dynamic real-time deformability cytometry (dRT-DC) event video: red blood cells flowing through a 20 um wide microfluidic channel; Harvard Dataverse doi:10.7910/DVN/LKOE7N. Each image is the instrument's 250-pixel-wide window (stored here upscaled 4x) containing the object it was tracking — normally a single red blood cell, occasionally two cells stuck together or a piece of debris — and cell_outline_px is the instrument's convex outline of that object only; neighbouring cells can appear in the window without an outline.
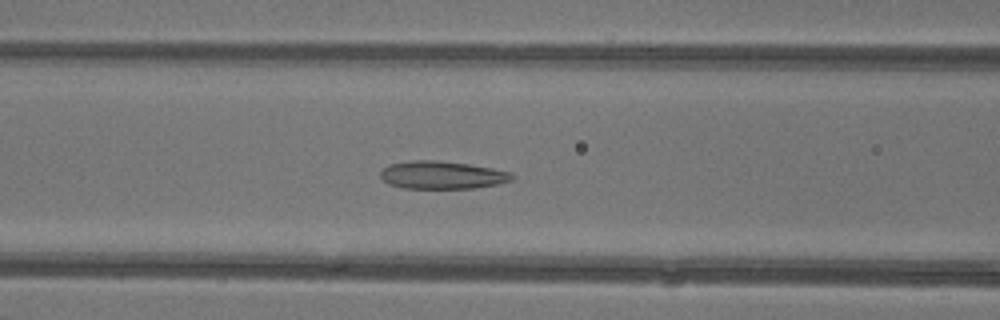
{"species": "common noctule bat (a hibernating species)", "species_latin": "Nyctalus noctula", "temperature_condition": "warm", "stored_images_in_passage": 48, "camera_frame_rate_fps": 3000, "um_per_image_px": 0.085, "animal": {"sex": "female"}, "frame": {"image": 1, "passage_image": 21, "time_ms": 6.667, "image_size_px": [1000, 320], "cell_outline_px": [[516, 176], [512, 180], [496, 184], [476, 188], [404, 188], [388, 184], [380, 176], [380, 172], [388, 164], [412, 160], [436, 160], [468, 164], [492, 168], [512, 172]], "centroid_in_image_um": [37.58, 14.87], "position_along_channel_um": 129.0, "area_um2": 21.39}}
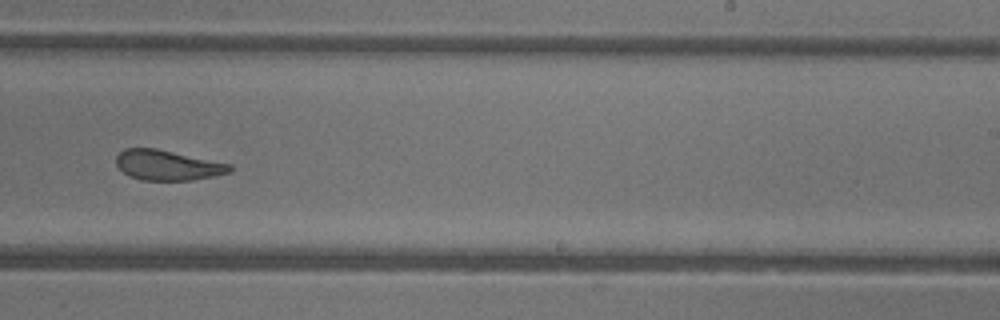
{"frame": {"image": 2, "passage_image": 31, "time_ms": 10.0, "image_size_px": [1000, 320], "cell_outline_px": [[232, 172], [192, 180], [140, 180], [128, 176], [116, 164], [116, 156], [124, 148], [156, 148], [232, 164]], "centroid_in_image_um": [14.24, 14.04], "position_along_channel_um": 274.8, "area_um2": 20.0}}
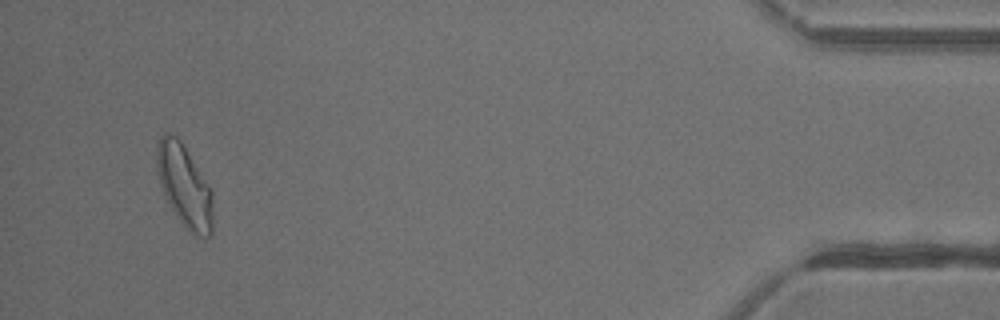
{"frame": {"image": 3, "passage_image": 46, "time_ms": 15.0, "image_size_px": [1000, 320], "cell_outline_px": [[212, 232], [204, 240], [200, 240], [192, 236], [180, 220], [164, 196], [160, 184], [156, 168], [156, 144], [160, 136], [164, 132], [168, 132], [176, 136], [180, 140], [208, 184], [212, 192]], "centroid_in_image_um": [15.66, 15.83], "position_along_channel_um": 419.5, "area_um2": 27.05}, "authors_computed_cell_mechanics": {"area_um2": 23.0622, "velocity_mm_per_s": 4.3819, "shape_relaxation_time_tau1_ms": null, "shape_relaxation_time_tau2_ms": 1.8248, "deformation_change_tau1": null, "deformation_change_tau2": 0.0859}}